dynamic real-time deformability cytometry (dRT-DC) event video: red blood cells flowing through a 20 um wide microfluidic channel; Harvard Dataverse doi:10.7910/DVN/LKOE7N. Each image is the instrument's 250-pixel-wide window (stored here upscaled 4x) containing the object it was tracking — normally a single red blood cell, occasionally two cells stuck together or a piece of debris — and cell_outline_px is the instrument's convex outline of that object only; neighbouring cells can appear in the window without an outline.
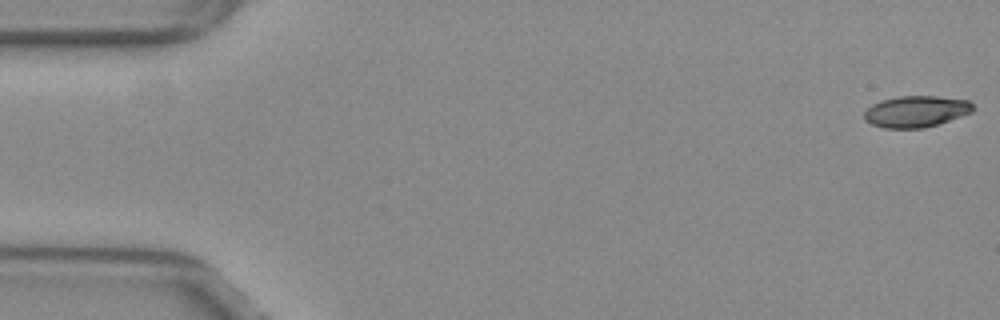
{"species": "common noctule bat (a hibernating species)", "species_latin": "Nyctalus noctula", "temperature_condition": "warm", "stored_images_in_passage": 8, "camera_frame_rate_fps": 3000, "um_per_image_px": 0.085, "animal": {"sex": "female", "body_mass_g": 29.2, "forearm_length_mm": 56.3}, "frame": {"image": 1, "passage_image": 1, "time_ms": 0.0, "image_size_px": [1000, 320], "cell_outline_px": [[972, 112], [924, 128], [884, 128], [872, 124], [864, 120], [864, 112], [872, 104], [880, 100], [896, 96], [936, 96], [968, 100], [972, 104]], "centroid_in_image_um": [77.81, 9.46], "position_along_channel_um": 7.2, "area_um2": 19.77}}